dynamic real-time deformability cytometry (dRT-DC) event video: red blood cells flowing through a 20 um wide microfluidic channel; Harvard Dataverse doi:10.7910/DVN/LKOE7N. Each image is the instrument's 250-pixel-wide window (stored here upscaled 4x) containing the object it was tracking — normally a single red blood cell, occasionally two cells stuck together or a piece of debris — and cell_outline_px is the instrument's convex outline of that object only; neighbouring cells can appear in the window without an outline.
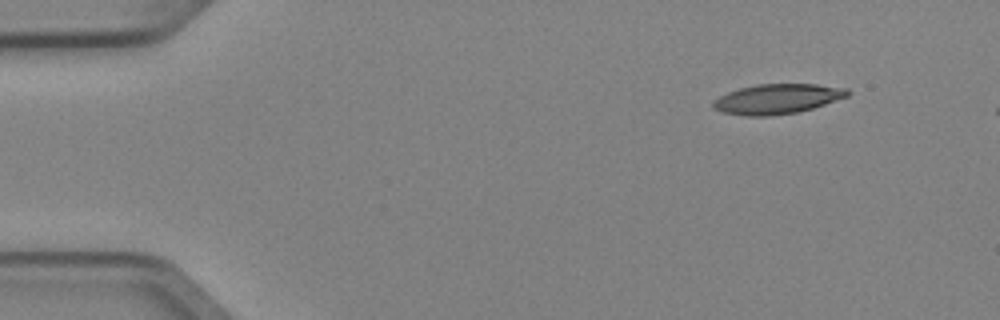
{"species": "Egyptian fruit bat (a non-hibernating species)", "species_latin": "Rousettus aegyptiacus", "temperature_condition": "cold", "stored_images_in_passage": 5, "camera_frame_rate_fps": 3000, "um_per_image_px": 0.085, "animal": {"sex": "female"}, "frame": {"image": 1, "passage_image": 1, "time_ms": 0.0, "image_size_px": [1000, 320], "cell_outline_px": [[852, 92], [848, 96], [812, 108], [796, 112], [768, 116], [744, 116], [724, 112], [712, 108], [712, 100], [728, 92], [740, 88], [756, 84], [816, 84], [848, 88]], "centroid_in_image_um": [66.06, 8.4], "position_along_channel_um": 18.9, "area_um2": 23.41}}
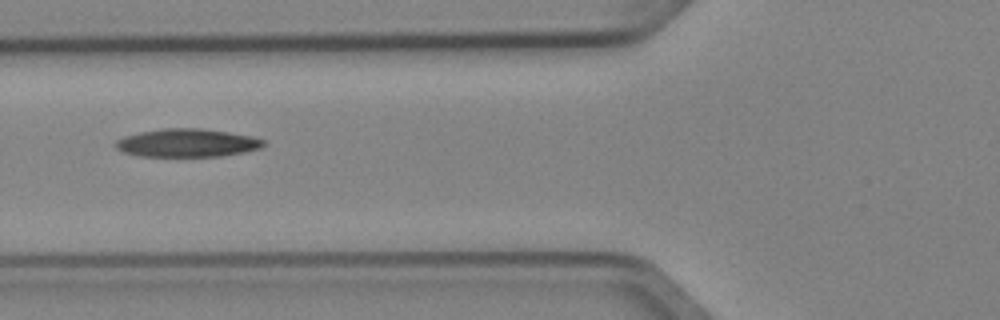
{"frame": {"image": 2, "passage_image": 5, "time_ms": 1.333, "image_size_px": [1000, 320], "cell_outline_px": [[264, 144], [260, 148], [244, 152], [224, 156], [140, 156], [124, 152], [116, 148], [112, 144], [116, 140], [124, 136], [140, 132], [164, 128], [200, 128], [228, 132], [252, 136], [264, 140]], "centroid_in_image_um": [15.88, 12.14], "position_along_channel_um": 109.9, "area_um2": 24.28}}